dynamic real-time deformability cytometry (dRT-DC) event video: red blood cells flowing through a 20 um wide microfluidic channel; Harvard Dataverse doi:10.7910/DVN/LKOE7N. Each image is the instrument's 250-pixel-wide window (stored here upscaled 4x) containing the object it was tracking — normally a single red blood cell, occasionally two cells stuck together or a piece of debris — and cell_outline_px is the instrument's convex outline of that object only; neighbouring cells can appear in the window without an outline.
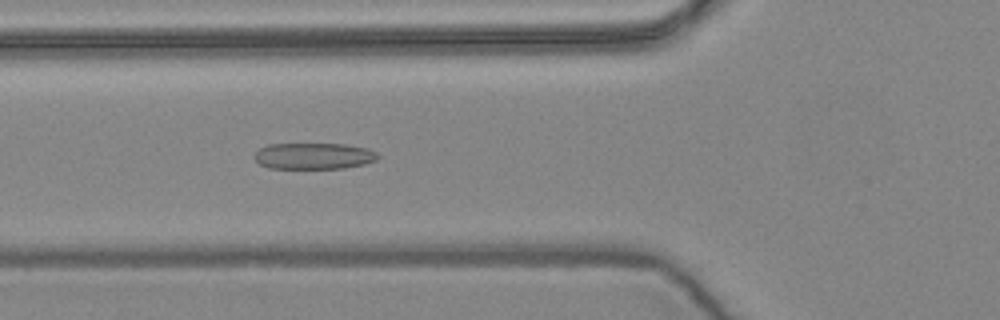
{"species": "common noctule bat (a hibernating species)", "species_latin": "Nyctalus noctula", "temperature_condition": "warm", "stored_images_in_passage": 48, "camera_frame_rate_fps": 3000, "um_per_image_px": 0.085, "animal": {"sex": "female", "body_mass_g": 24.6, "forearm_length_mm": 56.2}, "frame": {"image": 1, "passage_image": 12, "time_ms": 3.667, "image_size_px": [1000, 320], "cell_outline_px": [[380, 156], [376, 160], [364, 164], [344, 168], [268, 168], [260, 164], [256, 160], [256, 152], [260, 148], [268, 144], [344, 144], [368, 148], [376, 152]], "centroid_in_image_um": [26.7, 13.26], "position_along_channel_um": 99.1, "area_um2": 18.84}}
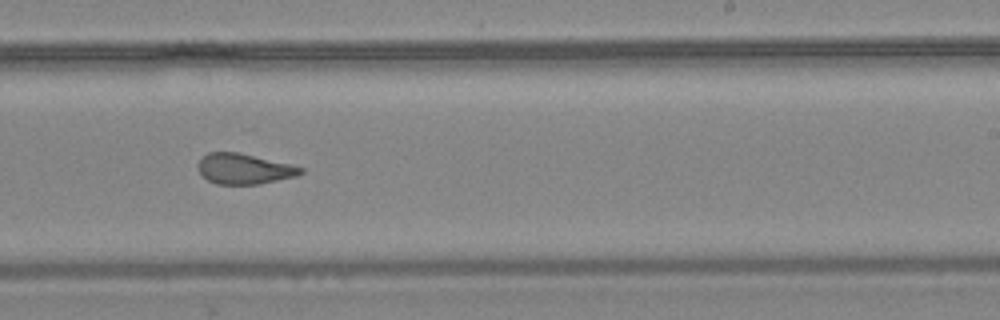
{"frame": {"image": 2, "passage_image": 26, "time_ms": 8.333, "image_size_px": [1000, 320], "cell_outline_px": [[304, 172], [296, 176], [260, 184], [216, 184], [200, 176], [196, 168], [196, 164], [208, 152], [236, 152], [292, 164], [304, 168]], "centroid_in_image_um": [20.72, 14.36], "position_along_channel_um": 268.3, "area_um2": 18.38}}
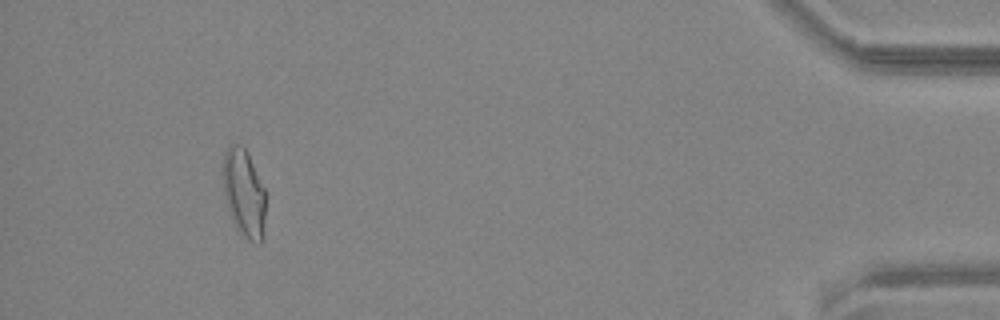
{"frame": {"image": 3, "passage_image": 44, "time_ms": 14.333, "image_size_px": [1000, 320], "cell_outline_px": [[264, 240], [260, 244], [248, 240], [236, 228], [228, 208], [224, 196], [224, 152], [228, 144], [240, 144], [248, 152], [264, 188]], "centroid_in_image_um": [20.75, 16.42], "position_along_channel_um": 414.5, "area_um2": 21.73}, "authors_computed_cell_mechanics": {"area_um2": 19.5653, "velocity_mm_per_s": 3.6155, "shape_relaxation_time_tau1_ms": null, "shape_relaxation_time_tau2_ms": 1.6378, "deformation_change_tau1": null, "deformation_change_tau2": 0.098}}